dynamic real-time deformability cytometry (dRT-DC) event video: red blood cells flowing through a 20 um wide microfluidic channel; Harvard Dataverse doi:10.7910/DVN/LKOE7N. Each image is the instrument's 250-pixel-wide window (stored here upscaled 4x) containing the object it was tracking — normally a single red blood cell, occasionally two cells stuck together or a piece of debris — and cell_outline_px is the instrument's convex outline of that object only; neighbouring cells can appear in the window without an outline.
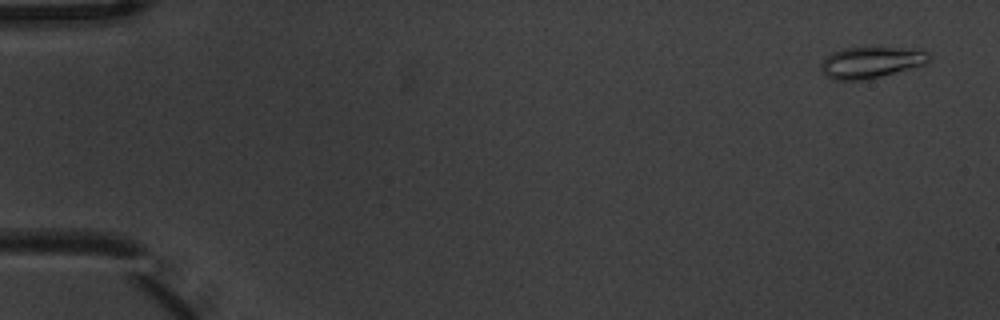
{"species": "common noctule bat (a hibernating species)", "species_latin": "Nyctalus noctula", "temperature_condition": "warm", "stored_images_in_passage": 5, "camera_frame_rate_fps": 3000, "um_per_image_px": 0.085, "animal": {"sex": "male", "body_mass_g": 20.1, "forearm_length_mm": 53.5}, "frame": {"image": 1, "passage_image": 1, "time_ms": 0.0, "image_size_px": [1000, 320], "cell_outline_px": [[932, 60], [924, 64], [880, 76], [864, 80], [832, 80], [820, 68], [820, 64], [824, 56], [832, 52], [844, 48], [892, 48], [928, 52], [932, 56]], "centroid_in_image_um": [73.97, 5.31], "position_along_channel_um": 11.0, "area_um2": 19.36}}
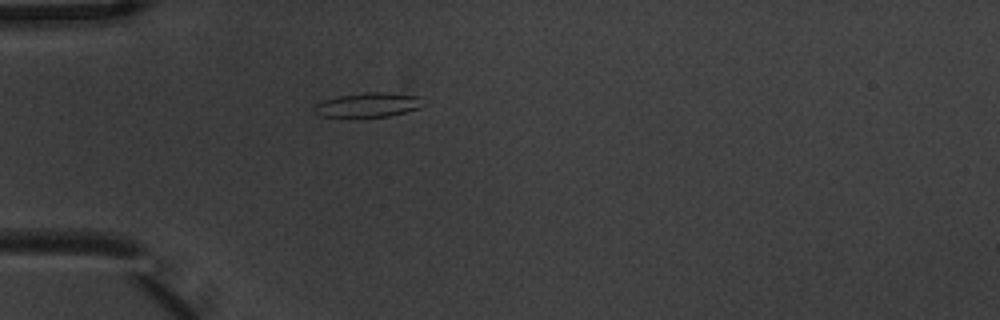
{"frame": {"image": 2, "passage_image": 5, "time_ms": 1.333, "image_size_px": [1000, 320], "cell_outline_px": [[420, 108], [388, 116], [324, 116], [316, 112], [312, 108], [316, 104], [324, 100], [340, 96], [364, 92], [384, 92], [420, 96]], "centroid_in_image_um": [31.29, 8.9], "position_along_channel_um": 53.7, "area_um2": 14.97}}